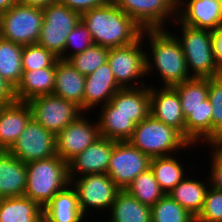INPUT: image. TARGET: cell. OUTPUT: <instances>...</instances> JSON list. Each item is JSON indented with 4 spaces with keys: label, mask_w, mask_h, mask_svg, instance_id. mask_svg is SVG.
<instances>
[{
    "label": "cell",
    "mask_w": 222,
    "mask_h": 222,
    "mask_svg": "<svg viewBox=\"0 0 222 222\" xmlns=\"http://www.w3.org/2000/svg\"><path fill=\"white\" fill-rule=\"evenodd\" d=\"M94 44L116 48L138 41L144 29L113 1L81 14Z\"/></svg>",
    "instance_id": "6da1fadb"
},
{
    "label": "cell",
    "mask_w": 222,
    "mask_h": 222,
    "mask_svg": "<svg viewBox=\"0 0 222 222\" xmlns=\"http://www.w3.org/2000/svg\"><path fill=\"white\" fill-rule=\"evenodd\" d=\"M169 29H149L145 30L146 37H149L147 46L149 52L146 51V76L153 74V69H157L159 77L164 85L173 87L176 84L190 80L192 77L186 65V59L179 43L173 32ZM152 51V52H151ZM148 55L151 57H148ZM151 59V60H150ZM153 62V64H152Z\"/></svg>",
    "instance_id": "7a4b0ae2"
},
{
    "label": "cell",
    "mask_w": 222,
    "mask_h": 222,
    "mask_svg": "<svg viewBox=\"0 0 222 222\" xmlns=\"http://www.w3.org/2000/svg\"><path fill=\"white\" fill-rule=\"evenodd\" d=\"M27 182L24 195L42 208L70 184L68 163L58 155L26 163Z\"/></svg>",
    "instance_id": "3957f363"
},
{
    "label": "cell",
    "mask_w": 222,
    "mask_h": 222,
    "mask_svg": "<svg viewBox=\"0 0 222 222\" xmlns=\"http://www.w3.org/2000/svg\"><path fill=\"white\" fill-rule=\"evenodd\" d=\"M128 142L150 158L175 156L174 152H179V149L192 146L177 130L151 114L135 126Z\"/></svg>",
    "instance_id": "277c9868"
},
{
    "label": "cell",
    "mask_w": 222,
    "mask_h": 222,
    "mask_svg": "<svg viewBox=\"0 0 222 222\" xmlns=\"http://www.w3.org/2000/svg\"><path fill=\"white\" fill-rule=\"evenodd\" d=\"M174 22L178 26L181 24V35L175 36L182 47L190 76L210 78L221 75L222 71L215 61L212 31L186 26L178 19Z\"/></svg>",
    "instance_id": "5b68a950"
},
{
    "label": "cell",
    "mask_w": 222,
    "mask_h": 222,
    "mask_svg": "<svg viewBox=\"0 0 222 222\" xmlns=\"http://www.w3.org/2000/svg\"><path fill=\"white\" fill-rule=\"evenodd\" d=\"M42 24V8L16 2L0 13V37L22 46L37 44Z\"/></svg>",
    "instance_id": "8992f818"
},
{
    "label": "cell",
    "mask_w": 222,
    "mask_h": 222,
    "mask_svg": "<svg viewBox=\"0 0 222 222\" xmlns=\"http://www.w3.org/2000/svg\"><path fill=\"white\" fill-rule=\"evenodd\" d=\"M43 24L37 44L64 60V48L69 33L81 20V14L59 2L42 9Z\"/></svg>",
    "instance_id": "52a82bcc"
},
{
    "label": "cell",
    "mask_w": 222,
    "mask_h": 222,
    "mask_svg": "<svg viewBox=\"0 0 222 222\" xmlns=\"http://www.w3.org/2000/svg\"><path fill=\"white\" fill-rule=\"evenodd\" d=\"M145 38L144 30L141 38L133 44L109 48L107 61L121 88H136L146 84L142 80L146 75V51L143 49L146 48L143 46Z\"/></svg>",
    "instance_id": "ba28073f"
},
{
    "label": "cell",
    "mask_w": 222,
    "mask_h": 222,
    "mask_svg": "<svg viewBox=\"0 0 222 222\" xmlns=\"http://www.w3.org/2000/svg\"><path fill=\"white\" fill-rule=\"evenodd\" d=\"M32 118L55 136L83 112L74 102L47 94L32 98Z\"/></svg>",
    "instance_id": "9c48e42d"
},
{
    "label": "cell",
    "mask_w": 222,
    "mask_h": 222,
    "mask_svg": "<svg viewBox=\"0 0 222 222\" xmlns=\"http://www.w3.org/2000/svg\"><path fill=\"white\" fill-rule=\"evenodd\" d=\"M77 179V180H76ZM78 195L79 207L84 216L88 210H110L117 194L121 191L107 173L88 174L70 180Z\"/></svg>",
    "instance_id": "30bf717a"
},
{
    "label": "cell",
    "mask_w": 222,
    "mask_h": 222,
    "mask_svg": "<svg viewBox=\"0 0 222 222\" xmlns=\"http://www.w3.org/2000/svg\"><path fill=\"white\" fill-rule=\"evenodd\" d=\"M150 160L128 141H114L107 175L120 190H126L138 175L150 168Z\"/></svg>",
    "instance_id": "8fae6325"
},
{
    "label": "cell",
    "mask_w": 222,
    "mask_h": 222,
    "mask_svg": "<svg viewBox=\"0 0 222 222\" xmlns=\"http://www.w3.org/2000/svg\"><path fill=\"white\" fill-rule=\"evenodd\" d=\"M8 151L24 163L55 156V135L31 118Z\"/></svg>",
    "instance_id": "7c38bea8"
},
{
    "label": "cell",
    "mask_w": 222,
    "mask_h": 222,
    "mask_svg": "<svg viewBox=\"0 0 222 222\" xmlns=\"http://www.w3.org/2000/svg\"><path fill=\"white\" fill-rule=\"evenodd\" d=\"M144 30L166 29V21L177 19V8L171 0H112ZM169 17V18H168ZM168 19V20H167Z\"/></svg>",
    "instance_id": "4fadbf2b"
},
{
    "label": "cell",
    "mask_w": 222,
    "mask_h": 222,
    "mask_svg": "<svg viewBox=\"0 0 222 222\" xmlns=\"http://www.w3.org/2000/svg\"><path fill=\"white\" fill-rule=\"evenodd\" d=\"M83 114L55 136L56 154L67 163L100 137L98 122L91 123Z\"/></svg>",
    "instance_id": "5bb4252c"
},
{
    "label": "cell",
    "mask_w": 222,
    "mask_h": 222,
    "mask_svg": "<svg viewBox=\"0 0 222 222\" xmlns=\"http://www.w3.org/2000/svg\"><path fill=\"white\" fill-rule=\"evenodd\" d=\"M114 141L100 136L68 162L69 180L88 174L107 173Z\"/></svg>",
    "instance_id": "9a60e30c"
},
{
    "label": "cell",
    "mask_w": 222,
    "mask_h": 222,
    "mask_svg": "<svg viewBox=\"0 0 222 222\" xmlns=\"http://www.w3.org/2000/svg\"><path fill=\"white\" fill-rule=\"evenodd\" d=\"M158 89L150 85V114L185 138V118L176 89L170 86Z\"/></svg>",
    "instance_id": "2e32d148"
},
{
    "label": "cell",
    "mask_w": 222,
    "mask_h": 222,
    "mask_svg": "<svg viewBox=\"0 0 222 222\" xmlns=\"http://www.w3.org/2000/svg\"><path fill=\"white\" fill-rule=\"evenodd\" d=\"M185 2L177 9V19L184 25L211 31L222 25V0H187Z\"/></svg>",
    "instance_id": "e0dca14e"
},
{
    "label": "cell",
    "mask_w": 222,
    "mask_h": 222,
    "mask_svg": "<svg viewBox=\"0 0 222 222\" xmlns=\"http://www.w3.org/2000/svg\"><path fill=\"white\" fill-rule=\"evenodd\" d=\"M120 89L121 87L115 80L108 61L105 62L93 73L86 76L83 97V112L86 114L88 110L92 111L95 106H98L101 103V106H104L110 102V99Z\"/></svg>",
    "instance_id": "ac0fdd59"
},
{
    "label": "cell",
    "mask_w": 222,
    "mask_h": 222,
    "mask_svg": "<svg viewBox=\"0 0 222 222\" xmlns=\"http://www.w3.org/2000/svg\"><path fill=\"white\" fill-rule=\"evenodd\" d=\"M32 118L27 102L15 101L0 108V150L8 151Z\"/></svg>",
    "instance_id": "d6986e66"
},
{
    "label": "cell",
    "mask_w": 222,
    "mask_h": 222,
    "mask_svg": "<svg viewBox=\"0 0 222 222\" xmlns=\"http://www.w3.org/2000/svg\"><path fill=\"white\" fill-rule=\"evenodd\" d=\"M114 113H121L137 125L150 114V86L121 88L110 99Z\"/></svg>",
    "instance_id": "ffe728a7"
},
{
    "label": "cell",
    "mask_w": 222,
    "mask_h": 222,
    "mask_svg": "<svg viewBox=\"0 0 222 222\" xmlns=\"http://www.w3.org/2000/svg\"><path fill=\"white\" fill-rule=\"evenodd\" d=\"M85 79L86 76L76 70L68 60L58 59L53 94L74 102L83 112Z\"/></svg>",
    "instance_id": "44dd1931"
},
{
    "label": "cell",
    "mask_w": 222,
    "mask_h": 222,
    "mask_svg": "<svg viewBox=\"0 0 222 222\" xmlns=\"http://www.w3.org/2000/svg\"><path fill=\"white\" fill-rule=\"evenodd\" d=\"M26 163L0 150V198L22 196L26 190Z\"/></svg>",
    "instance_id": "7402d4cb"
},
{
    "label": "cell",
    "mask_w": 222,
    "mask_h": 222,
    "mask_svg": "<svg viewBox=\"0 0 222 222\" xmlns=\"http://www.w3.org/2000/svg\"><path fill=\"white\" fill-rule=\"evenodd\" d=\"M43 215L51 222H83L78 195L71 183L59 191L43 208Z\"/></svg>",
    "instance_id": "603a6c76"
},
{
    "label": "cell",
    "mask_w": 222,
    "mask_h": 222,
    "mask_svg": "<svg viewBox=\"0 0 222 222\" xmlns=\"http://www.w3.org/2000/svg\"><path fill=\"white\" fill-rule=\"evenodd\" d=\"M55 87V67L23 71L15 88L17 101L28 102L41 95L53 94Z\"/></svg>",
    "instance_id": "cb8c5ba5"
},
{
    "label": "cell",
    "mask_w": 222,
    "mask_h": 222,
    "mask_svg": "<svg viewBox=\"0 0 222 222\" xmlns=\"http://www.w3.org/2000/svg\"><path fill=\"white\" fill-rule=\"evenodd\" d=\"M182 111L185 118V139L192 145H197L199 141L212 145V106L209 99L195 109Z\"/></svg>",
    "instance_id": "d4e9b609"
},
{
    "label": "cell",
    "mask_w": 222,
    "mask_h": 222,
    "mask_svg": "<svg viewBox=\"0 0 222 222\" xmlns=\"http://www.w3.org/2000/svg\"><path fill=\"white\" fill-rule=\"evenodd\" d=\"M100 107L102 110H99L97 118L100 136L116 142L128 141L136 125L128 116L114 113V106L110 102Z\"/></svg>",
    "instance_id": "484cf974"
},
{
    "label": "cell",
    "mask_w": 222,
    "mask_h": 222,
    "mask_svg": "<svg viewBox=\"0 0 222 222\" xmlns=\"http://www.w3.org/2000/svg\"><path fill=\"white\" fill-rule=\"evenodd\" d=\"M207 182L205 185L204 182L187 176L169 192L168 196L196 218L203 208L205 196L210 187L209 181Z\"/></svg>",
    "instance_id": "4316f807"
},
{
    "label": "cell",
    "mask_w": 222,
    "mask_h": 222,
    "mask_svg": "<svg viewBox=\"0 0 222 222\" xmlns=\"http://www.w3.org/2000/svg\"><path fill=\"white\" fill-rule=\"evenodd\" d=\"M107 222H152L151 207L142 204L126 190H121L114 200Z\"/></svg>",
    "instance_id": "83f0119b"
},
{
    "label": "cell",
    "mask_w": 222,
    "mask_h": 222,
    "mask_svg": "<svg viewBox=\"0 0 222 222\" xmlns=\"http://www.w3.org/2000/svg\"><path fill=\"white\" fill-rule=\"evenodd\" d=\"M43 208L25 195L0 198V222H37Z\"/></svg>",
    "instance_id": "f1b7e54d"
},
{
    "label": "cell",
    "mask_w": 222,
    "mask_h": 222,
    "mask_svg": "<svg viewBox=\"0 0 222 222\" xmlns=\"http://www.w3.org/2000/svg\"><path fill=\"white\" fill-rule=\"evenodd\" d=\"M150 169L166 195L187 177L178 158L176 159L172 155L151 158Z\"/></svg>",
    "instance_id": "f546056e"
},
{
    "label": "cell",
    "mask_w": 222,
    "mask_h": 222,
    "mask_svg": "<svg viewBox=\"0 0 222 222\" xmlns=\"http://www.w3.org/2000/svg\"><path fill=\"white\" fill-rule=\"evenodd\" d=\"M23 46L0 37V75L14 88L22 77Z\"/></svg>",
    "instance_id": "4dcf8cb0"
},
{
    "label": "cell",
    "mask_w": 222,
    "mask_h": 222,
    "mask_svg": "<svg viewBox=\"0 0 222 222\" xmlns=\"http://www.w3.org/2000/svg\"><path fill=\"white\" fill-rule=\"evenodd\" d=\"M126 191L149 207H152L165 195L150 168L138 175Z\"/></svg>",
    "instance_id": "1f68e13d"
},
{
    "label": "cell",
    "mask_w": 222,
    "mask_h": 222,
    "mask_svg": "<svg viewBox=\"0 0 222 222\" xmlns=\"http://www.w3.org/2000/svg\"><path fill=\"white\" fill-rule=\"evenodd\" d=\"M182 109H195L208 99V78H191L173 86Z\"/></svg>",
    "instance_id": "d6a6232c"
},
{
    "label": "cell",
    "mask_w": 222,
    "mask_h": 222,
    "mask_svg": "<svg viewBox=\"0 0 222 222\" xmlns=\"http://www.w3.org/2000/svg\"><path fill=\"white\" fill-rule=\"evenodd\" d=\"M151 218L152 222H195L194 216L166 194L151 207Z\"/></svg>",
    "instance_id": "836d02e7"
},
{
    "label": "cell",
    "mask_w": 222,
    "mask_h": 222,
    "mask_svg": "<svg viewBox=\"0 0 222 222\" xmlns=\"http://www.w3.org/2000/svg\"><path fill=\"white\" fill-rule=\"evenodd\" d=\"M208 99L212 106V145H222V74L208 78Z\"/></svg>",
    "instance_id": "e575fe53"
},
{
    "label": "cell",
    "mask_w": 222,
    "mask_h": 222,
    "mask_svg": "<svg viewBox=\"0 0 222 222\" xmlns=\"http://www.w3.org/2000/svg\"><path fill=\"white\" fill-rule=\"evenodd\" d=\"M109 48L93 44L85 51L70 57L68 61L84 76L90 75L107 62Z\"/></svg>",
    "instance_id": "d590c367"
},
{
    "label": "cell",
    "mask_w": 222,
    "mask_h": 222,
    "mask_svg": "<svg viewBox=\"0 0 222 222\" xmlns=\"http://www.w3.org/2000/svg\"><path fill=\"white\" fill-rule=\"evenodd\" d=\"M57 60V56L38 44L23 46L22 71H32L47 67H56Z\"/></svg>",
    "instance_id": "8d00e7d4"
},
{
    "label": "cell",
    "mask_w": 222,
    "mask_h": 222,
    "mask_svg": "<svg viewBox=\"0 0 222 222\" xmlns=\"http://www.w3.org/2000/svg\"><path fill=\"white\" fill-rule=\"evenodd\" d=\"M93 44L90 31L84 22L80 20L76 27L67 36L66 46L64 48V60H68L73 55L85 51ZM67 50L69 52H67Z\"/></svg>",
    "instance_id": "74e56055"
},
{
    "label": "cell",
    "mask_w": 222,
    "mask_h": 222,
    "mask_svg": "<svg viewBox=\"0 0 222 222\" xmlns=\"http://www.w3.org/2000/svg\"><path fill=\"white\" fill-rule=\"evenodd\" d=\"M195 222H222V191L208 188L203 208Z\"/></svg>",
    "instance_id": "f35d334b"
},
{
    "label": "cell",
    "mask_w": 222,
    "mask_h": 222,
    "mask_svg": "<svg viewBox=\"0 0 222 222\" xmlns=\"http://www.w3.org/2000/svg\"><path fill=\"white\" fill-rule=\"evenodd\" d=\"M213 147L209 154L212 158L209 176V186L215 190L222 191V145H209Z\"/></svg>",
    "instance_id": "ab89813d"
},
{
    "label": "cell",
    "mask_w": 222,
    "mask_h": 222,
    "mask_svg": "<svg viewBox=\"0 0 222 222\" xmlns=\"http://www.w3.org/2000/svg\"><path fill=\"white\" fill-rule=\"evenodd\" d=\"M112 0H58L60 4L65 5L70 10L80 14L110 3Z\"/></svg>",
    "instance_id": "60d3db41"
},
{
    "label": "cell",
    "mask_w": 222,
    "mask_h": 222,
    "mask_svg": "<svg viewBox=\"0 0 222 222\" xmlns=\"http://www.w3.org/2000/svg\"><path fill=\"white\" fill-rule=\"evenodd\" d=\"M15 101V88L0 75V104L7 105Z\"/></svg>",
    "instance_id": "b9f144b4"
},
{
    "label": "cell",
    "mask_w": 222,
    "mask_h": 222,
    "mask_svg": "<svg viewBox=\"0 0 222 222\" xmlns=\"http://www.w3.org/2000/svg\"><path fill=\"white\" fill-rule=\"evenodd\" d=\"M213 48L215 61L218 68L222 71V25L212 31Z\"/></svg>",
    "instance_id": "7bdbcfd3"
},
{
    "label": "cell",
    "mask_w": 222,
    "mask_h": 222,
    "mask_svg": "<svg viewBox=\"0 0 222 222\" xmlns=\"http://www.w3.org/2000/svg\"><path fill=\"white\" fill-rule=\"evenodd\" d=\"M16 2L23 5L39 7L43 9L50 4L57 3L58 0H16Z\"/></svg>",
    "instance_id": "ee69618b"
},
{
    "label": "cell",
    "mask_w": 222,
    "mask_h": 222,
    "mask_svg": "<svg viewBox=\"0 0 222 222\" xmlns=\"http://www.w3.org/2000/svg\"><path fill=\"white\" fill-rule=\"evenodd\" d=\"M15 3H16V0H0V13L7 11Z\"/></svg>",
    "instance_id": "f6af8a7d"
},
{
    "label": "cell",
    "mask_w": 222,
    "mask_h": 222,
    "mask_svg": "<svg viewBox=\"0 0 222 222\" xmlns=\"http://www.w3.org/2000/svg\"><path fill=\"white\" fill-rule=\"evenodd\" d=\"M171 1L173 2L174 6L178 9L184 3L185 0H171Z\"/></svg>",
    "instance_id": "bcb514c9"
},
{
    "label": "cell",
    "mask_w": 222,
    "mask_h": 222,
    "mask_svg": "<svg viewBox=\"0 0 222 222\" xmlns=\"http://www.w3.org/2000/svg\"><path fill=\"white\" fill-rule=\"evenodd\" d=\"M37 222H51L47 217H45L44 215H42Z\"/></svg>",
    "instance_id": "7dc6e473"
}]
</instances>
